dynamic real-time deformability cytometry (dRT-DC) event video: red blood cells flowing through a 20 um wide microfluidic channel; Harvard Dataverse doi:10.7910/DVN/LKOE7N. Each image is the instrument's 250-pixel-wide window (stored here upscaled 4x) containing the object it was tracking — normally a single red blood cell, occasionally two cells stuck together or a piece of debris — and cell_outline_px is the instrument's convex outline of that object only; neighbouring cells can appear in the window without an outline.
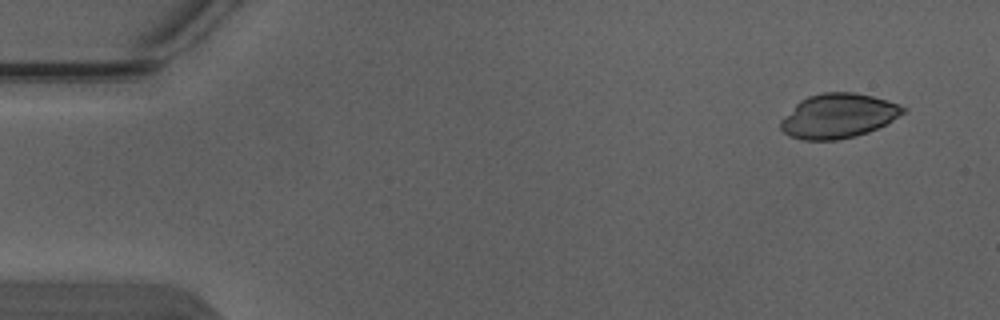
{"species": "Egyptian fruit bat (a non-hibernating species)", "species_latin": "Rousettus aegyptiacus", "temperature_condition": "warm", "stored_images_in_passage": 4, "camera_frame_rate_fps": 3000, "um_per_image_px": 0.085, "animal": {"sex": "male"}, "frame": {"image": 1, "passage_image": 1, "time_ms": 0.0, "image_size_px": [1000, 320], "cell_outline_px": [[908, 108], [904, 112], [892, 120], [868, 132], [856, 136], [836, 140], [804, 140], [788, 136], [780, 128], [780, 120], [800, 100], [808, 96], [824, 92], [852, 92], [872, 96], [888, 100]], "centroid_in_image_um": [71.23, 9.85], "position_along_channel_um": 13.8, "area_um2": 31.62}}
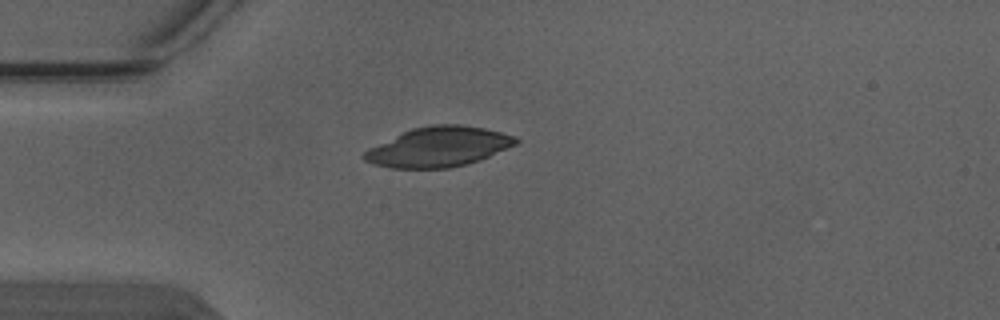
{"frame": {"image": 2, "passage_image": 3, "time_ms": 0.667, "image_size_px": [1000, 320], "cell_outline_px": [[520, 140], [516, 144], [480, 160], [448, 168], [392, 168], [372, 164], [364, 160], [360, 156], [364, 152], [412, 128], [432, 124], [460, 124], [484, 128], [500, 132], [512, 136]], "centroid_in_image_um": [37.28, 12.49], "position_along_channel_um": 47.7, "area_um2": 34.68}}